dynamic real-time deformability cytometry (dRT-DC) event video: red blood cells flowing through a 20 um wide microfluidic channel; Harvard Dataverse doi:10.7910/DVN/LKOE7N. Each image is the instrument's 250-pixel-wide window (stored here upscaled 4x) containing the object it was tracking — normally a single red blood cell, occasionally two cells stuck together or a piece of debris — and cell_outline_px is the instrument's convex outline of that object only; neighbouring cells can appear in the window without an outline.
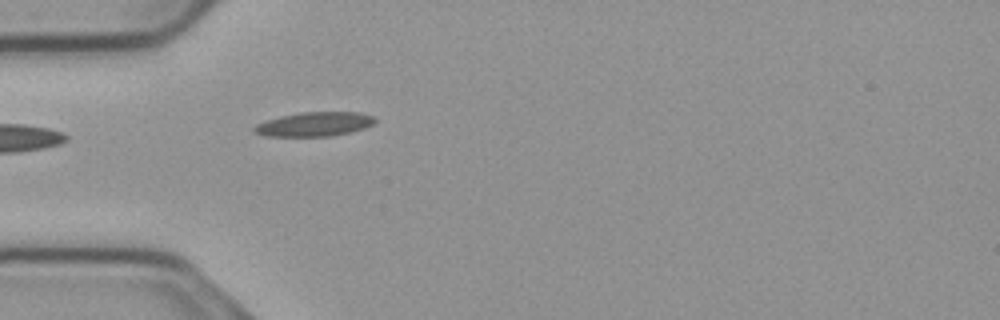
{"species": "common noctule bat (a hibernating species)", "species_latin": "Nyctalus noctula", "temperature_condition": "cold", "stored_images_in_passage": 19, "camera_frame_rate_fps": 3000, "um_per_image_px": 0.085, "animal": {"sex": "male", "body_mass_g": 23.1, "forearm_length_mm": 52.7}, "frame": {"image": 1, "passage_image": 1, "time_ms": 0.0, "image_size_px": [1000, 320], "cell_outline_px": [[376, 120], [372, 124], [364, 128], [332, 136], [268, 136], [252, 132], [252, 128], [256, 124], [280, 116], [300, 112], [360, 112], [372, 116]], "centroid_in_image_um": [26.69, 10.55], "position_along_channel_um": 58.3, "area_um2": 16.94}}
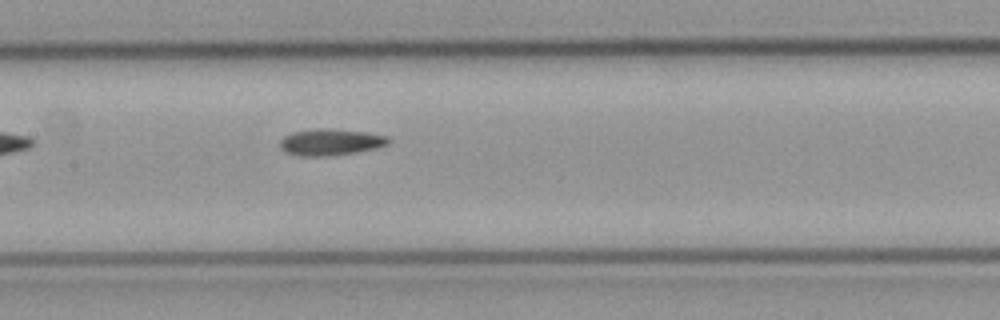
{"frame": {"image": 2, "passage_image": 11, "time_ms": 3.333, "image_size_px": [1000, 320], "cell_outline_px": [[392, 140], [388, 144], [376, 148], [356, 152], [324, 156], [300, 156], [284, 152], [280, 148], [280, 140], [284, 136], [292, 132], [316, 128], [328, 128], [364, 132], [388, 136]], "centroid_in_image_um": [28.08, 12.07], "position_along_channel_um": 179.3, "area_um2": 16.82}}
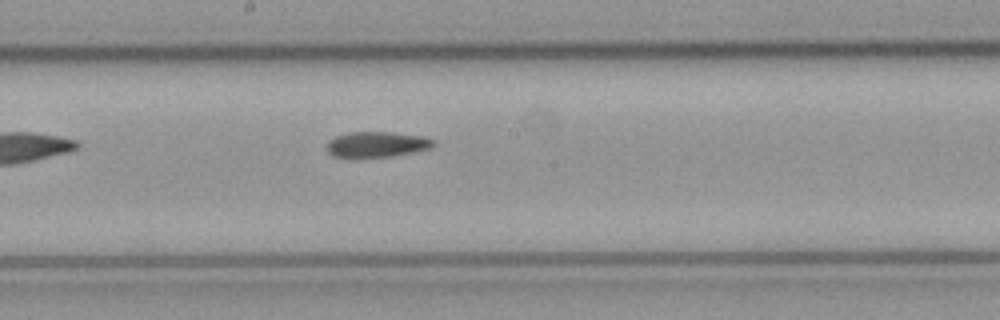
{"frame": {"image": 3, "passage_image": 14, "time_ms": 4.333, "image_size_px": [1000, 320], "cell_outline_px": [[436, 144], [432, 148], [392, 156], [356, 160], [332, 156], [328, 152], [328, 140], [336, 136], [348, 132], [392, 132], [424, 136], [436, 140]], "centroid_in_image_um": [32.02, 12.3], "position_along_channel_um": 216.2, "area_um2": 16.59}}